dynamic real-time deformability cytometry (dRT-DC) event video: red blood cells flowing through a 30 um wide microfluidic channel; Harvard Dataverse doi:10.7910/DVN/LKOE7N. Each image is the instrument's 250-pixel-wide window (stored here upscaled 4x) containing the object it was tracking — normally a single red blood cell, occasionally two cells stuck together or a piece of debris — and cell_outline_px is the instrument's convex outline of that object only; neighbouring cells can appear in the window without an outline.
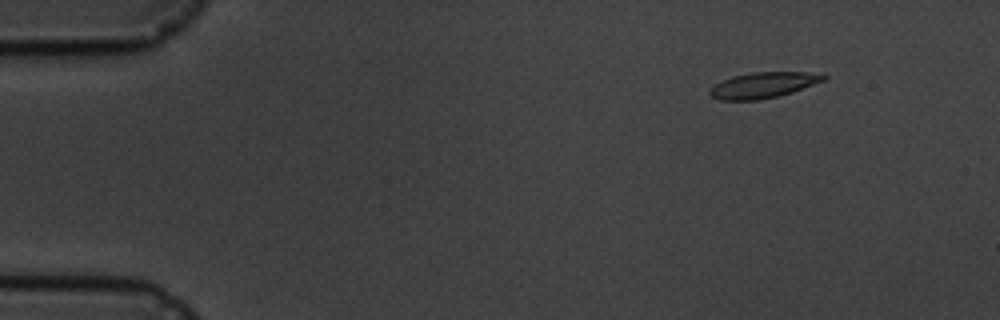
{"species": "common noctule bat (a hibernating species)", "species_latin": "Nyctalus noctula", "temperature_condition": "cold", "stored_images_in_passage": 6, "camera_frame_rate_fps": 3000, "um_per_image_px": 0.085, "animal": {"sex": "male", "body_mass_g": 19.5, "forearm_length_mm": 54.6}, "frame": {"image": 1, "passage_image": 2, "time_ms": 1.333, "image_size_px": [1000, 320], "cell_outline_px": [[828, 76], [824, 80], [792, 92], [760, 100], [720, 100], [712, 96], [708, 92], [716, 84], [732, 76], [752, 72], [804, 72]], "centroid_in_image_um": [64.85, 7.24], "position_along_channel_um": 20.2, "area_um2": 16.7}}
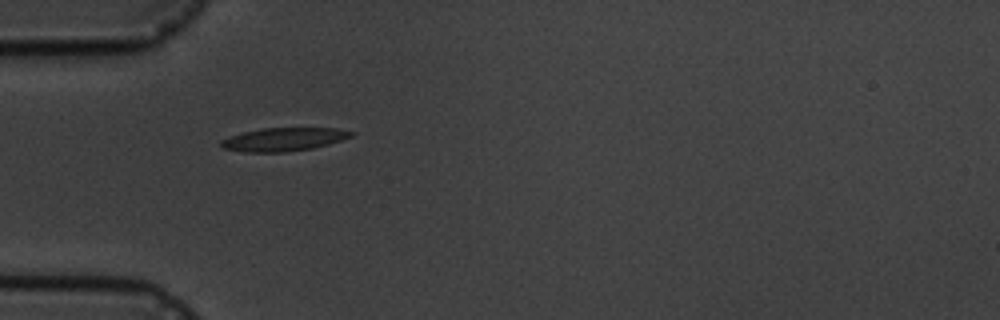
{"frame": {"image": 2, "passage_image": 5, "time_ms": 5.0, "image_size_px": [1000, 320], "cell_outline_px": [[356, 132], [352, 136], [328, 144], [312, 148], [284, 152], [244, 152], [224, 148], [220, 144], [220, 140], [228, 136], [260, 128], [336, 128]], "centroid_in_image_um": [24.09, 11.84], "position_along_channel_um": 60.9, "area_um2": 17.63}}
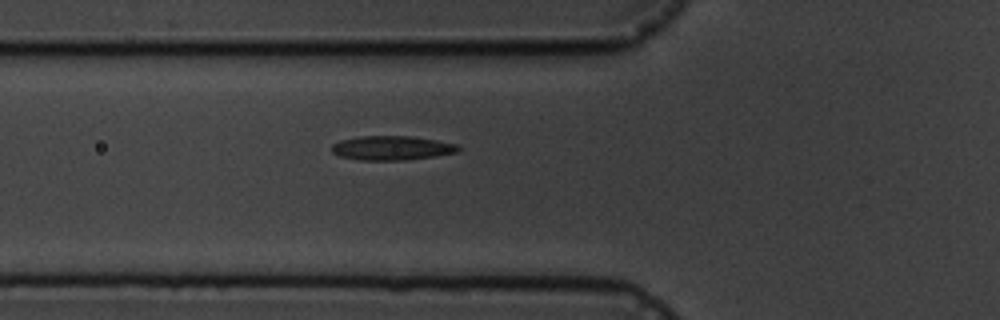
{"frame": {"image": 3, "passage_image": 6, "time_ms": 6.0, "image_size_px": [1000, 320], "cell_outline_px": [[460, 148], [456, 152], [436, 156], [408, 160], [360, 160], [340, 156], [332, 152], [332, 144], [340, 140], [360, 136], [412, 136], [436, 140], [456, 144]], "centroid_in_image_um": [33.29, 12.58], "position_along_channel_um": 92.5, "area_um2": 17.86}}